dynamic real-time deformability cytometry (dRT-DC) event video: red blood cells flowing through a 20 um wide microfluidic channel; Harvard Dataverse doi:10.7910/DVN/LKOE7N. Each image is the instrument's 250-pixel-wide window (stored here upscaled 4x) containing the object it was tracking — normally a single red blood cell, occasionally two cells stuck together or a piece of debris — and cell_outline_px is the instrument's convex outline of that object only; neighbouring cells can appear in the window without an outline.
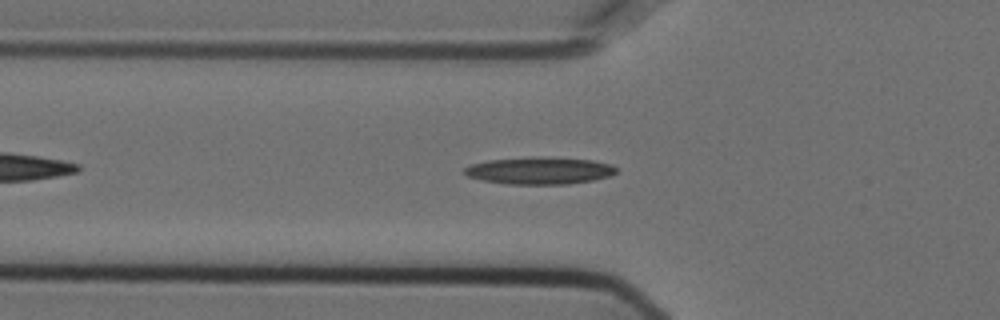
{"species": "Egyptian fruit bat (a non-hibernating species)", "species_latin": "Rousettus aegyptiacus", "temperature_condition": "cold", "stored_images_in_passage": 44, "camera_frame_rate_fps": 3000, "um_per_image_px": 0.085, "animal": {"sex": "female"}, "frame": {"image": 1, "passage_image": 8, "time_ms": 2.333, "image_size_px": [1000, 320], "cell_outline_px": [[616, 172], [608, 176], [592, 180], [568, 184], [508, 184], [480, 180], [468, 176], [464, 172], [464, 168], [472, 164], [488, 160], [544, 156], [592, 160], [612, 164], [616, 168]], "centroid_in_image_um": [45.85, 14.5], "position_along_channel_um": 79.9, "area_um2": 23.99}}
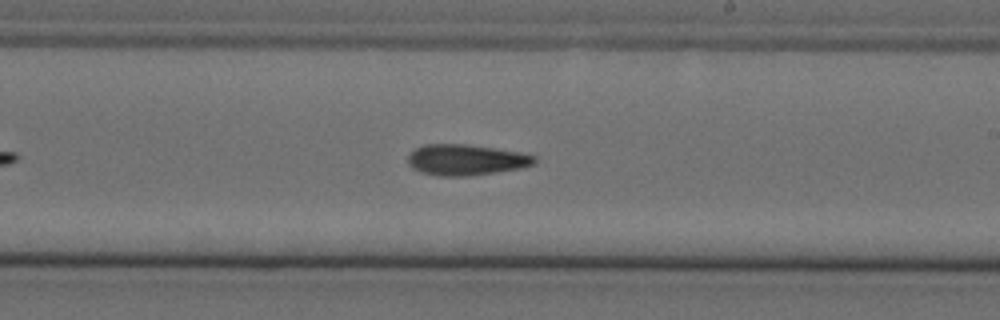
{"frame": {"image": 2, "passage_image": 22, "time_ms": 7.0, "image_size_px": [1000, 320], "cell_outline_px": [[536, 164], [520, 168], [496, 172], [468, 176], [436, 176], [420, 172], [412, 168], [408, 164], [408, 156], [416, 148], [424, 144], [464, 144], [496, 148], [520, 152], [536, 156]], "centroid_in_image_um": [39.61, 13.59], "position_along_channel_um": 249.4, "area_um2": 22.89}}
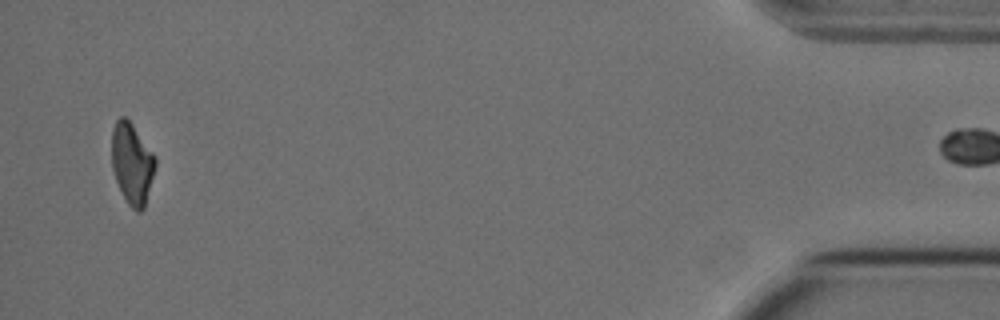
{"frame": {"image": 3, "passage_image": 43, "time_ms": 14.0, "image_size_px": [1000, 320], "cell_outline_px": [[156, 164], [144, 208], [140, 212], [136, 212], [128, 204], [116, 180], [112, 168], [112, 128], [116, 120], [120, 116], [124, 116], [132, 124], [156, 156]], "centroid_in_image_um": [11.22, 13.88], "position_along_channel_um": 424.0, "area_um2": 20.46}}